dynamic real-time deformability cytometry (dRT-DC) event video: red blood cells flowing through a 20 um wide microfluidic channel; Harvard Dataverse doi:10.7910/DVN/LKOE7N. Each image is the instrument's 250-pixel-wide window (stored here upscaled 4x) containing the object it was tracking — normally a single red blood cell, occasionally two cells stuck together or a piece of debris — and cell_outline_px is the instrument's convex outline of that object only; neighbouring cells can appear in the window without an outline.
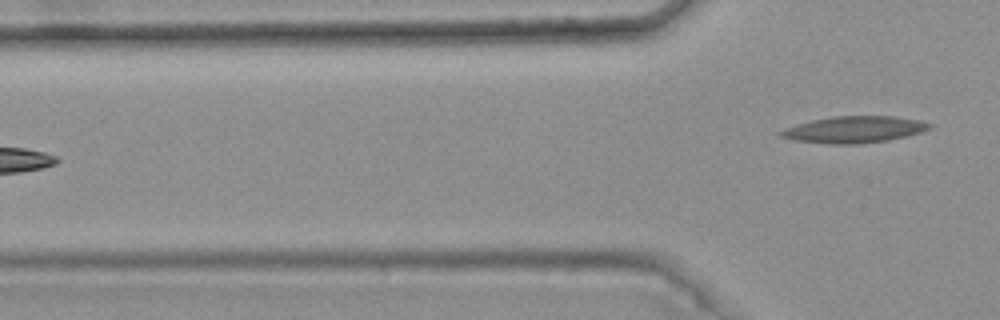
{"species": "common noctule bat (a hibernating species)", "species_latin": "Nyctalus noctula", "temperature_condition": "warm", "stored_images_in_passage": 7, "camera_frame_rate_fps": 3000, "um_per_image_px": 0.085, "animal": {"sex": "female", "body_mass_g": 25.1}, "frame": {"image": 1, "passage_image": 7, "time_ms": 2.0, "image_size_px": [1000, 320], "cell_outline_px": [[932, 128], [924, 132], [908, 136], [888, 140], [856, 144], [828, 144], [796, 140], [780, 136], [776, 132], [796, 124], [812, 120], [832, 116], [892, 116], [920, 120], [932, 124]], "centroid_in_image_um": [72.64, 11.01], "position_along_channel_um": 53.2, "area_um2": 23.18}}